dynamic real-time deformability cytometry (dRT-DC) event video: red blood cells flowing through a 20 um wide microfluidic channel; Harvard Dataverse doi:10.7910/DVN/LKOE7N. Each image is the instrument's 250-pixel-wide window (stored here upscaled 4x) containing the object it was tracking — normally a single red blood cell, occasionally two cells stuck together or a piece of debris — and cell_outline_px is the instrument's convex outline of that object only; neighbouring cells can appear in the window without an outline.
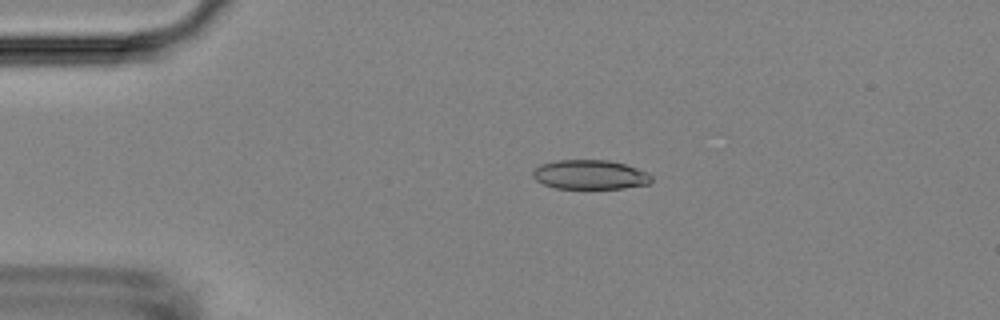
{"species": "Egyptian fruit bat (a non-hibernating species)", "species_latin": "Rousettus aegyptiacus", "temperature_condition": "room temperature", "stored_images_in_passage": 49, "camera_frame_rate_fps": 3000, "um_per_image_px": 0.085, "animal": {"sex": "female"}, "frame": {"image": 1, "passage_image": 9, "time_ms": 2.667, "image_size_px": [1000, 320], "cell_outline_px": [[652, 180], [648, 184], [624, 188], [556, 188], [544, 184], [536, 180], [532, 176], [532, 168], [540, 164], [556, 160], [608, 160], [624, 164], [648, 172], [652, 176]], "centroid_in_image_um": [50.12, 14.84], "position_along_channel_um": 34.9, "area_um2": 20.35}}
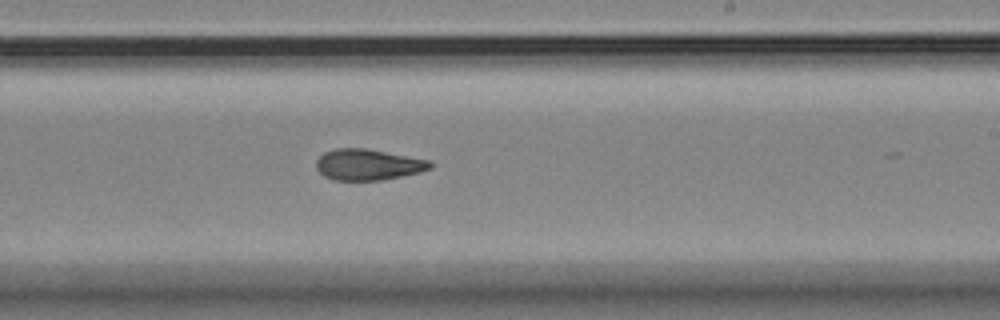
{"frame": {"image": 2, "passage_image": 30, "time_ms": 9.667, "image_size_px": [1000, 320], "cell_outline_px": [[432, 168], [420, 172], [380, 180], [332, 180], [324, 176], [316, 168], [316, 160], [324, 152], [336, 148], [364, 148], [432, 160]], "centroid_in_image_um": [31.28, 13.99], "position_along_channel_um": 257.7, "area_um2": 20.63}}
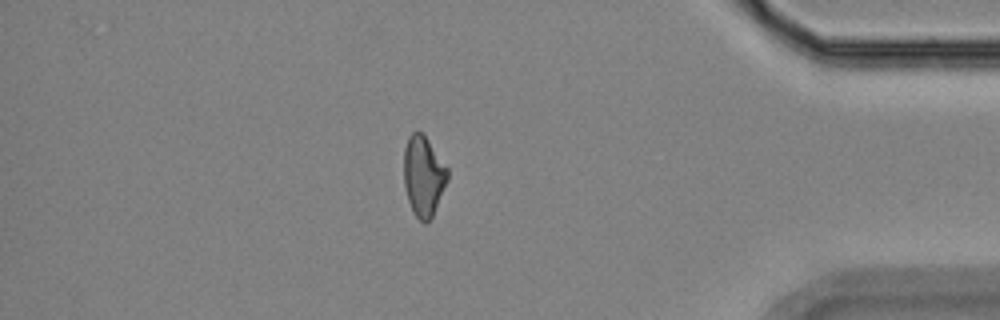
{"frame": {"image": 3, "passage_image": 44, "time_ms": 14.333, "image_size_px": [1000, 320], "cell_outline_px": [[448, 180], [432, 216], [424, 224], [412, 212], [408, 200], [404, 184], [404, 148], [408, 136], [412, 132], [420, 132], [428, 140], [448, 168]], "centroid_in_image_um": [35.98, 14.96], "position_along_channel_um": 399.2, "area_um2": 20.29}, "authors_computed_cell_mechanics": {"area_um2": 20.9236, "velocity_mm_per_s": 3.7276, "shape_relaxation_time_tau1_ms": 8.5171, "shape_relaxation_time_tau2_ms": 2.244, "deformation_change_tau1": 0.1963, "deformation_change_tau2": 0.0866}}